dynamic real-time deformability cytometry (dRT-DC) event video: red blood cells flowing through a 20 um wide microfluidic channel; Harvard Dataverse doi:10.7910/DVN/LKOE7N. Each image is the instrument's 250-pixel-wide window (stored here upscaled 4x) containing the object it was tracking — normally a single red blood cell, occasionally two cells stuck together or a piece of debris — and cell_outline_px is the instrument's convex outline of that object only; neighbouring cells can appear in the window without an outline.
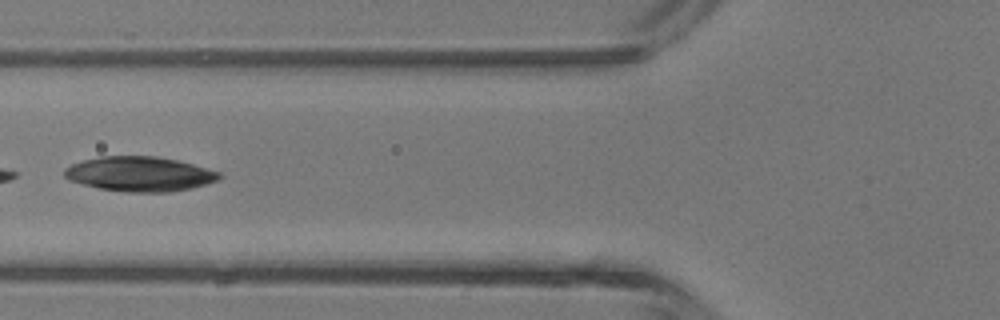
{"species": "common noctule bat (a hibernating species)", "species_latin": "Nyctalus noctula", "temperature_condition": "room temperature", "stored_images_in_passage": 3, "camera_frame_rate_fps": 3000, "um_per_image_px": 0.085, "animal": {"sex": "male", "body_mass_g": 13.3}, "frame": {"image": 1, "passage_image": 2, "time_ms": 1.333, "image_size_px": [1000, 320], "cell_outline_px": [[224, 176], [220, 180], [192, 188], [172, 192], [124, 192], [100, 188], [68, 180], [64, 176], [64, 168], [72, 164], [84, 160], [100, 156], [156, 156], [176, 160], [192, 164], [220, 172]], "centroid_in_image_um": [11.9, 14.79], "position_along_channel_um": 113.9, "area_um2": 31.44}}
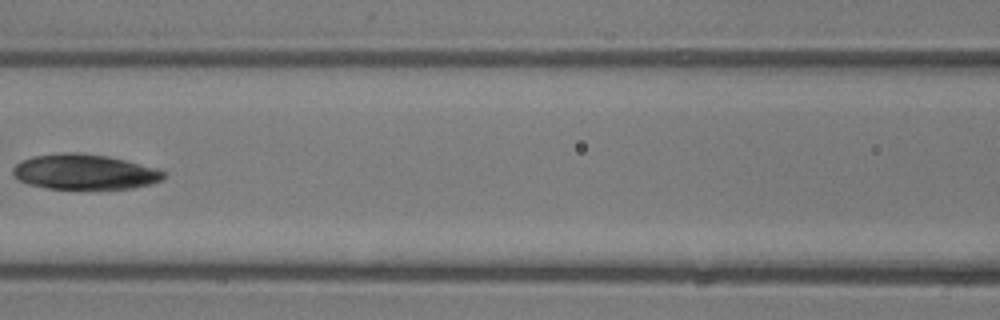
{"frame": {"image": 2, "passage_image": 3, "time_ms": 2.333, "image_size_px": [1000, 320], "cell_outline_px": [[168, 176], [164, 180], [152, 184], [132, 188], [48, 188], [28, 184], [20, 180], [12, 172], [12, 168], [20, 160], [32, 156], [60, 152], [80, 152], [108, 156], [160, 168], [168, 172]], "centroid_in_image_um": [7.26, 14.59], "position_along_channel_um": 159.3, "area_um2": 31.33}}